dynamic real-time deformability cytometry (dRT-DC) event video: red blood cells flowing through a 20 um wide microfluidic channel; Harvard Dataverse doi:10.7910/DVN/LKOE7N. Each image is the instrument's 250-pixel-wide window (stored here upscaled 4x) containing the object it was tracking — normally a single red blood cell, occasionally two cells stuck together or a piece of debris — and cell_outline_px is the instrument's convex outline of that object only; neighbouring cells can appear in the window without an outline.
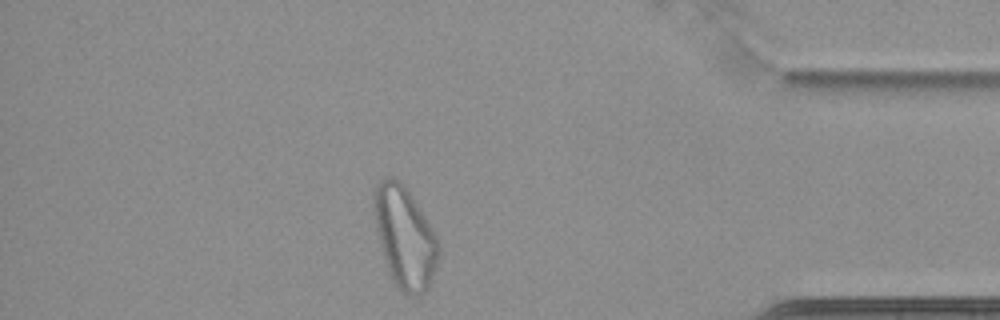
{"species": "common noctule bat (a hibernating species)", "species_latin": "Nyctalus noctula", "temperature_condition": "cold", "stored_images_in_passage": 54, "camera_frame_rate_fps": 3000, "um_per_image_px": 0.085, "animal": {"sex": "female", "body_mass_g": 22.7, "forearm_length_mm": 54.2}, "frame": {"image": 1, "passage_image": 46, "time_ms": 15.0, "image_size_px": [1000, 320], "cell_outline_px": [[440, 248], [432, 280], [428, 288], [420, 296], [408, 296], [396, 288], [388, 272], [380, 244], [372, 212], [372, 192], [376, 184], [380, 180], [388, 176], [392, 176], [404, 184], [412, 196], [432, 228], [436, 236]], "centroid_in_image_um": [34.37, 20.16], "position_along_channel_um": 400.8, "area_um2": 38.61}}